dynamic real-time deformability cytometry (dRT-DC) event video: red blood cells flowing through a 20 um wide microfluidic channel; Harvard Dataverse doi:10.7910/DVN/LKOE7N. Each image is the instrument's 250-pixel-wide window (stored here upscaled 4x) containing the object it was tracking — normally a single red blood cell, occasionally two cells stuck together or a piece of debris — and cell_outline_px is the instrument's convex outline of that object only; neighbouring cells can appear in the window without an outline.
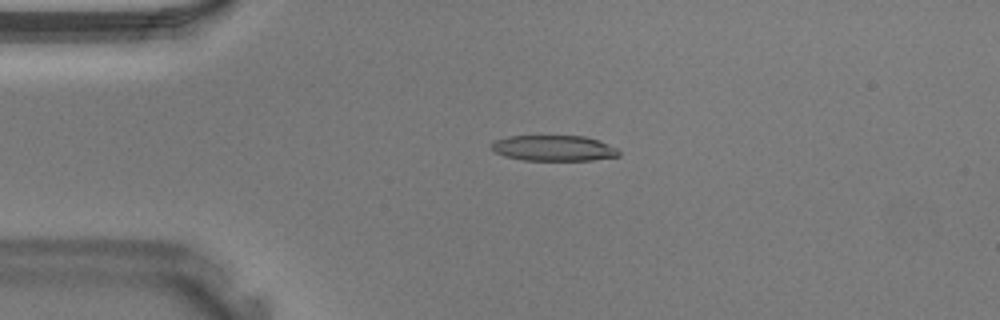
{"species": "Egyptian fruit bat (a non-hibernating species)", "species_latin": "Rousettus aegyptiacus", "temperature_condition": "warm", "stored_images_in_passage": 36, "camera_frame_rate_fps": 3000, "um_per_image_px": 0.085, "animal": {"sex": "male"}, "frame": {"image": 1, "passage_image": 8, "time_ms": 2.333, "image_size_px": [1000, 320], "cell_outline_px": [[620, 156], [592, 160], [524, 160], [504, 156], [496, 152], [492, 148], [492, 144], [496, 140], [508, 136], [584, 136], [596, 140], [616, 148], [620, 152]], "centroid_in_image_um": [47.07, 12.6], "position_along_channel_um": 37.9, "area_um2": 18.79}}
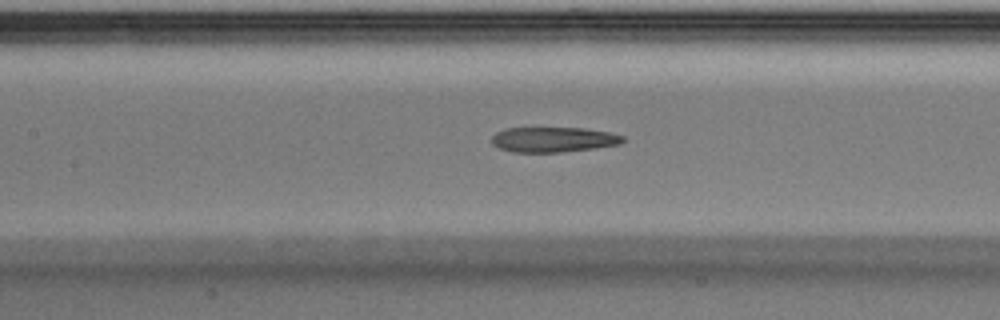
{"frame": {"image": 2, "passage_image": 17, "time_ms": 5.333, "image_size_px": [1000, 320], "cell_outline_px": [[624, 140], [620, 144], [596, 148], [560, 152], [512, 152], [500, 148], [492, 144], [492, 136], [496, 132], [508, 128], [584, 128], [608, 132], [624, 136]], "centroid_in_image_um": [47.04, 11.86], "position_along_channel_um": 160.4, "area_um2": 19.13}}
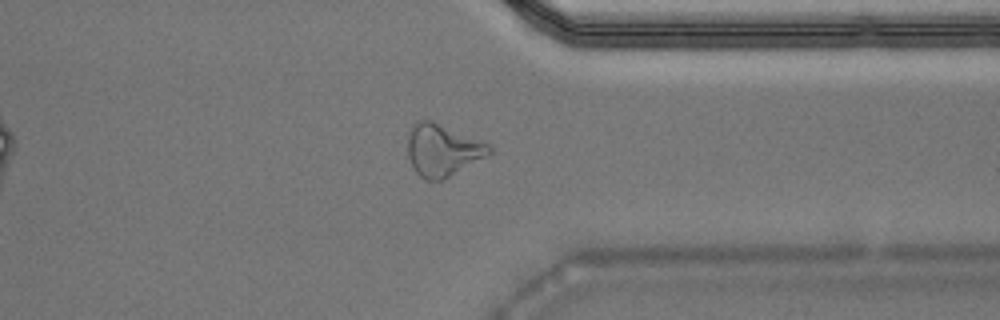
{"frame": {"image": 3, "passage_image": 30, "time_ms": 9.667, "image_size_px": [1000, 320], "cell_outline_px": [[492, 152], [444, 180], [424, 180], [412, 168], [408, 156], [408, 136], [412, 128], [420, 120], [432, 120], [488, 144], [492, 148]], "centroid_in_image_um": [37.59, 12.78], "position_along_channel_um": 373.8, "area_um2": 24.33}}